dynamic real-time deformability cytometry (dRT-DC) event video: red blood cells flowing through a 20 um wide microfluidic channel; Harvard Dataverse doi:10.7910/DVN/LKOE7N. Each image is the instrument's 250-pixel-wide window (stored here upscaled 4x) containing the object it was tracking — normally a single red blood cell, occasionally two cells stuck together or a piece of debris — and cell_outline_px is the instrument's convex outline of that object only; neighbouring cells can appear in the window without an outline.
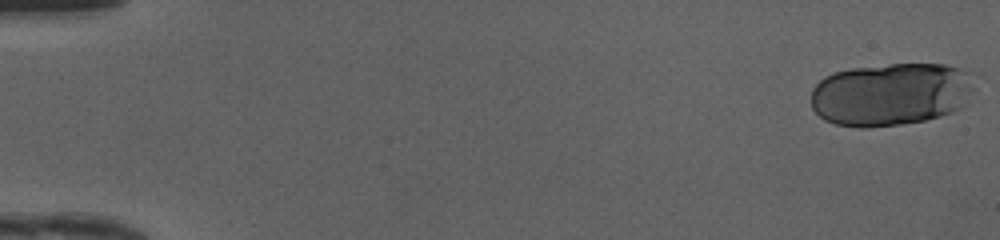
{"species": "human", "species_latin": "Homo sapiens", "temperature_condition": "cold", "stored_images_in_passage": 48, "segment_of_instrument_passage": [1, 2], "camera_frame_rate_fps": 3000, "um_per_image_px": 0.085, "donor": {"sex": "female"}, "frame": {"image": 1, "passage_image": 1, "time_ms": 0.0, "image_size_px": [1000, 240], "cell_outline_px": [[984, 76], [964, 104], [960, 108], [952, 112], [940, 116], [924, 120], [900, 124], [868, 128], [860, 128], [836, 124], [824, 120], [812, 108], [812, 88], [824, 76], [832, 72], [852, 68], [892, 64], [944, 64], [960, 68]], "centroid_in_image_um": [75.82, 7.99], "position_along_channel_um": 9.2, "area_um2": 61.21}}
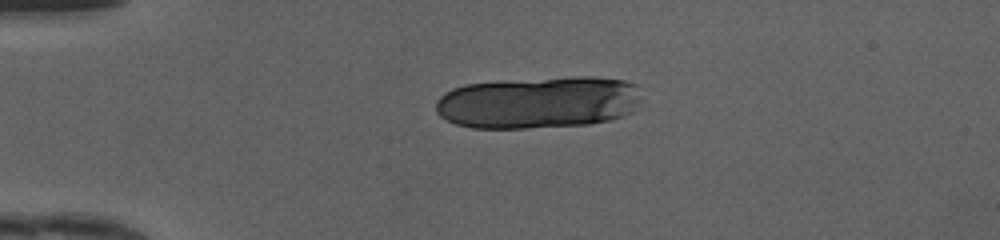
{"frame": {"image": 2, "passage_image": 12, "time_ms": 3.667, "image_size_px": [1000, 240], "cell_outline_px": [[640, 100], [632, 112], [624, 116], [608, 120], [588, 124], [528, 128], [472, 128], [456, 124], [440, 116], [436, 112], [436, 100], [444, 92], [452, 88], [464, 84], [572, 76], [592, 76], [624, 80], [636, 84]], "centroid_in_image_um": [45.76, 8.7], "position_along_channel_um": 39.2, "area_um2": 62.71}}